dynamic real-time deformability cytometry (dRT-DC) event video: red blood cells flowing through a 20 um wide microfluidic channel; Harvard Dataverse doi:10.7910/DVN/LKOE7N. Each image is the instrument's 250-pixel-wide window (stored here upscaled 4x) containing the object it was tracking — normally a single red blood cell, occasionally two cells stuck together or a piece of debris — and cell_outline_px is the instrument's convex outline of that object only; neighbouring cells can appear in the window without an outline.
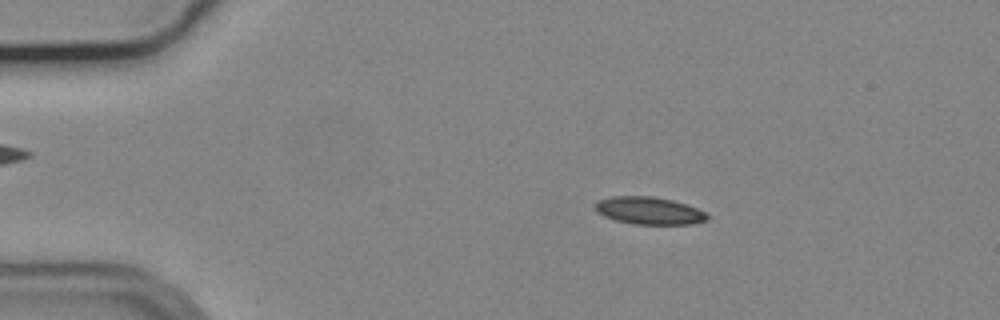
{"species": "common noctule bat (a hibernating species)", "species_latin": "Nyctalus noctula", "temperature_condition": "cold", "stored_images_in_passage": 55, "camera_frame_rate_fps": 3000, "um_per_image_px": 0.085, "animal": {"sex": "male", "body_mass_g": 19.2, "forearm_length_mm": 51.8}, "frame": {"image": 1, "passage_image": 10, "time_ms": 3.0, "image_size_px": [1000, 320], "cell_outline_px": [[708, 220], [692, 224], [632, 224], [616, 220], [604, 216], [596, 212], [592, 208], [592, 204], [596, 200], [612, 196], [652, 196], [672, 200], [696, 208], [704, 212], [708, 216]], "centroid_in_image_um": [55.08, 17.9], "position_along_channel_um": 29.9, "area_um2": 18.09}}
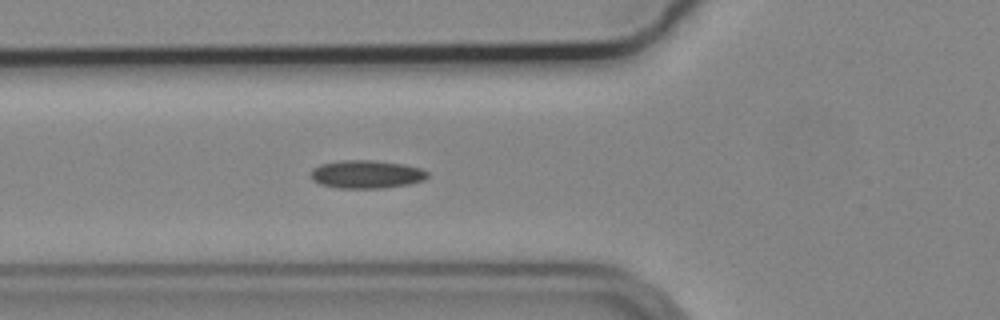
{"frame": {"image": 2, "passage_image": 20, "time_ms": 6.333, "image_size_px": [1000, 320], "cell_outline_px": [[428, 176], [424, 180], [408, 184], [384, 188], [340, 188], [320, 184], [312, 180], [312, 168], [320, 164], [340, 160], [372, 160], [404, 164], [420, 168], [428, 172]], "centroid_in_image_um": [31.15, 14.81], "position_along_channel_um": 94.7, "area_um2": 19.13}}
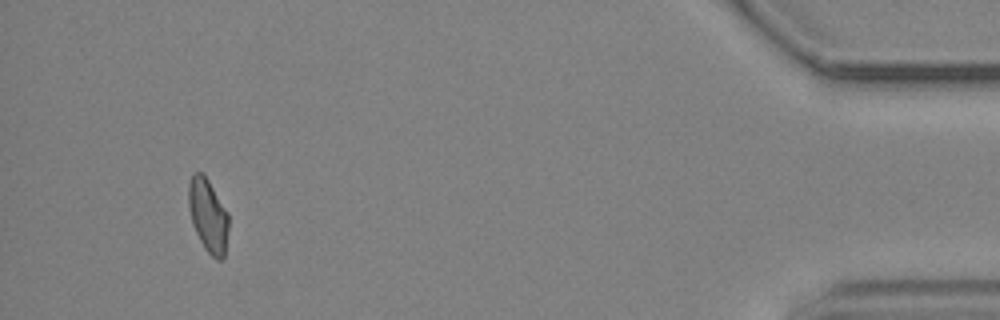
{"frame": {"image": 3, "passage_image": 52, "time_ms": 17.0, "image_size_px": [1000, 320], "cell_outline_px": [[228, 228], [224, 256], [220, 260], [216, 260], [204, 248], [192, 224], [188, 208], [188, 184], [192, 176], [196, 172], [204, 172], [228, 212]], "centroid_in_image_um": [17.67, 18.29], "position_along_channel_um": 417.5, "area_um2": 17.22}, "authors_computed_cell_mechanics": {"area_um2": 17.8024, "velocity_mm_per_s": 3.696, "shape_relaxation_time_tau1_ms": null, "shape_relaxation_time_tau2_ms": 3.8334, "deformation_change_tau1": null, "deformation_change_tau2": 0.0879}}